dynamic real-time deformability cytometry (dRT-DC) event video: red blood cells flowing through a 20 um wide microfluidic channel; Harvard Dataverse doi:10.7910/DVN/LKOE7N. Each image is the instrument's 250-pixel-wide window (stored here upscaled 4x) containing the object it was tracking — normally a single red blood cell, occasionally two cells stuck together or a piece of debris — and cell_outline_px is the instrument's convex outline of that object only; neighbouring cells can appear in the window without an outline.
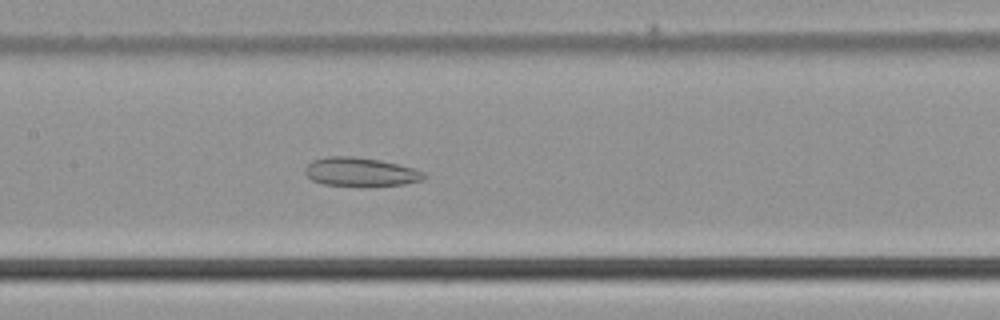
{"species": "common noctule bat (a hibernating species)", "species_latin": "Nyctalus noctula", "temperature_condition": "cold", "stored_images_in_passage": 50, "camera_frame_rate_fps": 3000, "um_per_image_px": 0.085, "animal": {"sex": "male", "body_mass_g": 21.5, "forearm_length_mm": 52.0}, "frame": {"image": 1, "passage_image": 24, "time_ms": 7.667, "image_size_px": [1000, 320], "cell_outline_px": [[424, 180], [404, 184], [324, 184], [312, 180], [304, 172], [304, 168], [312, 160], [324, 156], [352, 156], [380, 160], [412, 168], [424, 172]], "centroid_in_image_um": [30.59, 14.57], "position_along_channel_um": 176.8, "area_um2": 19.25}}
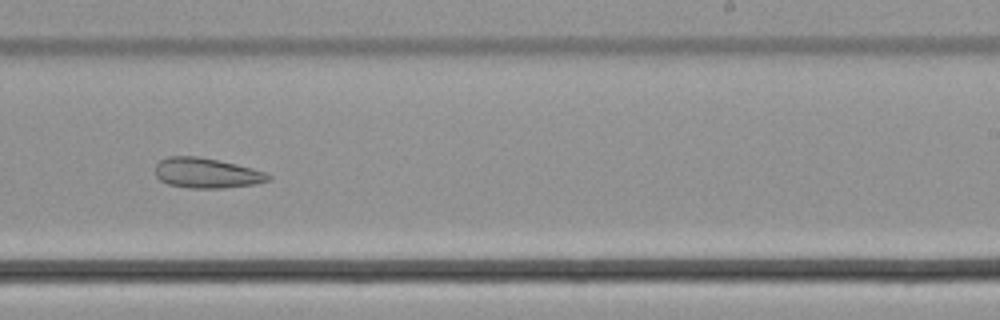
{"frame": {"image": 2, "passage_image": 31, "time_ms": 10.0, "image_size_px": [1000, 320], "cell_outline_px": [[272, 180], [256, 184], [224, 188], [188, 188], [168, 184], [160, 180], [156, 176], [156, 164], [160, 160], [168, 156], [196, 156], [236, 164], [264, 172], [272, 176]], "centroid_in_image_um": [17.56, 14.72], "position_along_channel_um": 271.4, "area_um2": 19.83}}
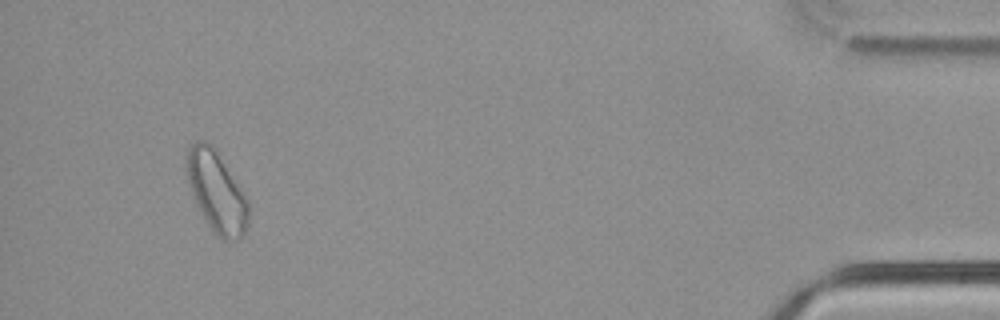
{"frame": {"image": 3, "passage_image": 47, "time_ms": 15.333, "image_size_px": [1000, 320], "cell_outline_px": [[248, 224], [244, 232], [236, 240], [224, 240], [212, 232], [200, 212], [196, 204], [188, 180], [184, 160], [188, 148], [196, 140], [204, 140], [212, 144], [216, 148], [248, 200]], "centroid_in_image_um": [18.38, 16.26], "position_along_channel_um": 416.8, "area_um2": 29.25}}